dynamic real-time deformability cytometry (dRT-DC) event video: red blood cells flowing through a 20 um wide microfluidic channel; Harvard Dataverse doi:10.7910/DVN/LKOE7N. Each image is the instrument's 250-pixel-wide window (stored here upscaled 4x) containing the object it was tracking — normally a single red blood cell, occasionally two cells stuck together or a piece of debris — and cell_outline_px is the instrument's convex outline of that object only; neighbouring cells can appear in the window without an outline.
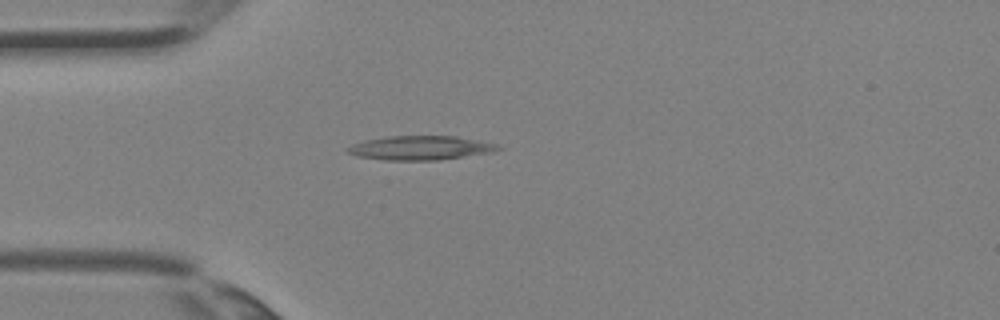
{"species": "Egyptian fruit bat (a non-hibernating species)", "species_latin": "Rousettus aegyptiacus", "temperature_condition": "room temperature", "stored_images_in_passage": 1, "camera_frame_rate_fps": 3000, "um_per_image_px": 0.085, "animal": {"sex": "female"}, "frame": {"image": 1, "passage_image": 1, "time_ms": 0.0, "image_size_px": [1000, 320], "cell_outline_px": [[504, 148], [492, 152], [436, 160], [388, 160], [356, 156], [348, 152], [344, 148], [352, 144], [364, 140], [388, 136], [456, 136], [500, 144]], "centroid_in_image_um": [35.74, 12.56], "position_along_channel_um": 49.3, "area_um2": 21.15}}